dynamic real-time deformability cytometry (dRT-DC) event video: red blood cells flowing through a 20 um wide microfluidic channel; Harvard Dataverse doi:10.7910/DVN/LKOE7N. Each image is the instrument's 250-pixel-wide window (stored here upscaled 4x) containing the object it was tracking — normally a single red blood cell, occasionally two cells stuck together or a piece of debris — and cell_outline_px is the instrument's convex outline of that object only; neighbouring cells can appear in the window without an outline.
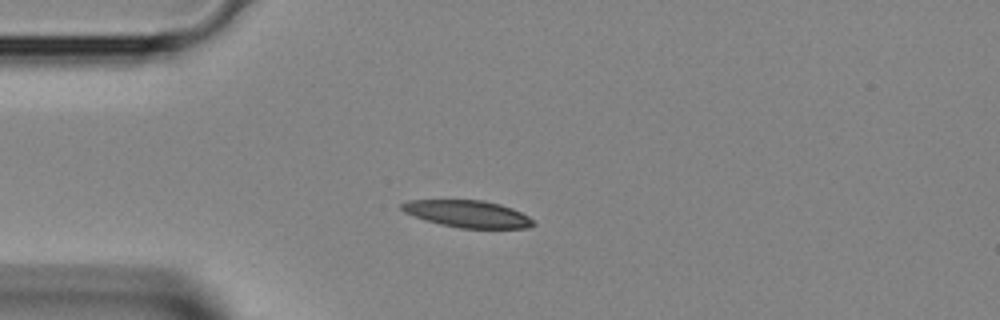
{"species": "Egyptian fruit bat (a non-hibernating species)", "species_latin": "Rousettus aegyptiacus", "temperature_condition": "room temperature", "stored_images_in_passage": 4, "camera_frame_rate_fps": 3000, "um_per_image_px": 0.085, "animal": {"sex": "female"}, "frame": {"image": 1, "passage_image": 4, "time_ms": 1.0, "image_size_px": [1000, 320], "cell_outline_px": [[536, 224], [528, 228], [460, 228], [440, 224], [424, 220], [404, 212], [400, 208], [400, 204], [408, 200], [484, 200], [500, 204], [512, 208], [528, 216]], "centroid_in_image_um": [39.73, 18.18], "position_along_channel_um": 45.3, "area_um2": 20.75}}